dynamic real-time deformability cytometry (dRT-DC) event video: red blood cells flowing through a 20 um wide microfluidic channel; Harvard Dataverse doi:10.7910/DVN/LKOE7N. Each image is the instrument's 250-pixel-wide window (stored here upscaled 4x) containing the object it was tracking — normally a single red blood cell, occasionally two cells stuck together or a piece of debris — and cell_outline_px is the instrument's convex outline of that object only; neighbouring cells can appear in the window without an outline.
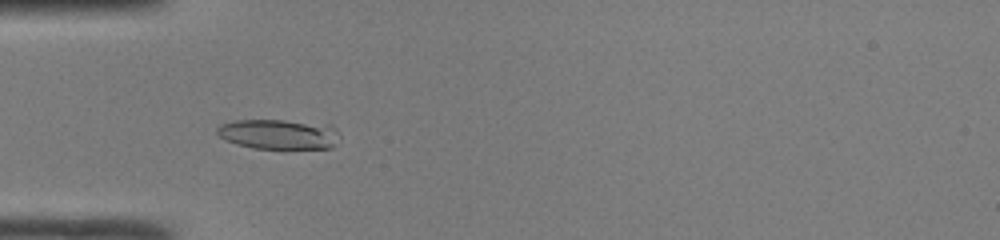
{"species": "common noctule bat (a hibernating species)", "species_latin": "Nyctalus noctula", "temperature_condition": "room temperature", "stored_images_in_passage": 36, "camera_frame_rate_fps": 3000, "um_per_image_px": 0.085, "animal": {"sex": "male", "body_mass_g": 19.0, "forearm_length_mm": 50.8}, "frame": {"image": 1, "passage_image": 3, "time_ms": 0.667, "image_size_px": [1000, 240], "cell_outline_px": [[340, 136], [332, 148], [252, 148], [236, 144], [220, 136], [216, 132], [216, 128], [220, 124], [236, 120], [284, 120], [328, 124], [336, 128]], "centroid_in_image_um": [23.71, 11.39], "position_along_channel_um": 61.3, "area_um2": 21.44}}
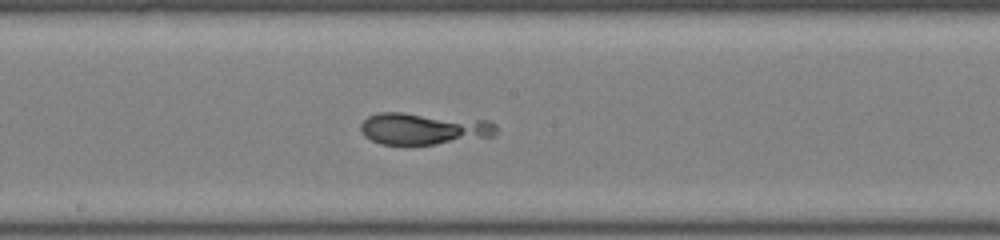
{"frame": {"image": 2, "passage_image": 14, "time_ms": 4.333, "image_size_px": [1000, 240], "cell_outline_px": [[496, 132], [492, 136], [436, 144], [380, 144], [364, 136], [360, 132], [360, 124], [368, 116], [380, 112], [400, 112], [488, 120], [496, 124]], "centroid_in_image_um": [35.97, 10.93], "position_along_channel_um": 212.2, "area_um2": 25.03}}
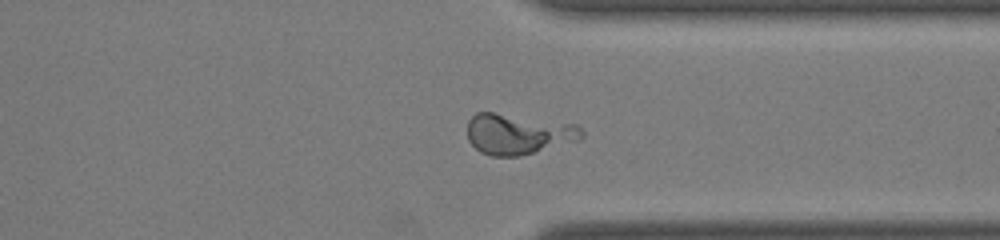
{"frame": {"image": 3, "passage_image": 25, "time_ms": 8.0, "image_size_px": [1000, 240], "cell_outline_px": [[584, 136], [580, 140], [520, 156], [492, 156], [480, 152], [468, 140], [468, 120], [476, 112], [492, 112], [576, 124], [584, 132]], "centroid_in_image_um": [44.05, 11.39], "position_along_channel_um": 367.4, "area_um2": 27.05}}